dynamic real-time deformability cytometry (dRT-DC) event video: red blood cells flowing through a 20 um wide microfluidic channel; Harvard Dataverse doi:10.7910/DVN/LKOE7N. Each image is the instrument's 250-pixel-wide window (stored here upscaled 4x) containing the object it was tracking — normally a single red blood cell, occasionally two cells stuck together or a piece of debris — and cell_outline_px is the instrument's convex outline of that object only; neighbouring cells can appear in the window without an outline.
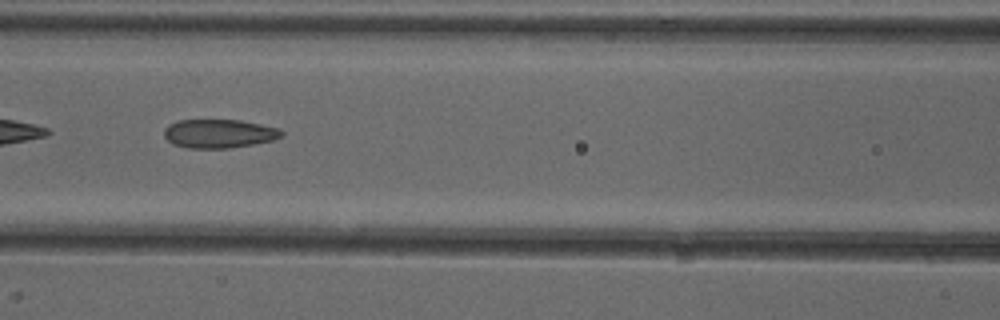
{"species": "common noctule bat (a hibernating species)", "species_latin": "Nyctalus noctula", "temperature_condition": "cold", "stored_images_in_passage": 51, "camera_frame_rate_fps": 3000, "um_per_image_px": 0.085, "animal": {"sex": "female"}, "frame": {"image": 1, "passage_image": 22, "time_ms": 7.0, "image_size_px": [1000, 320], "cell_outline_px": [[284, 136], [272, 140], [252, 144], [228, 148], [188, 148], [172, 144], [164, 136], [164, 128], [168, 124], [176, 120], [240, 120], [280, 128], [284, 132]], "centroid_in_image_um": [18.61, 11.35], "position_along_channel_um": 148.0, "area_um2": 19.77}}
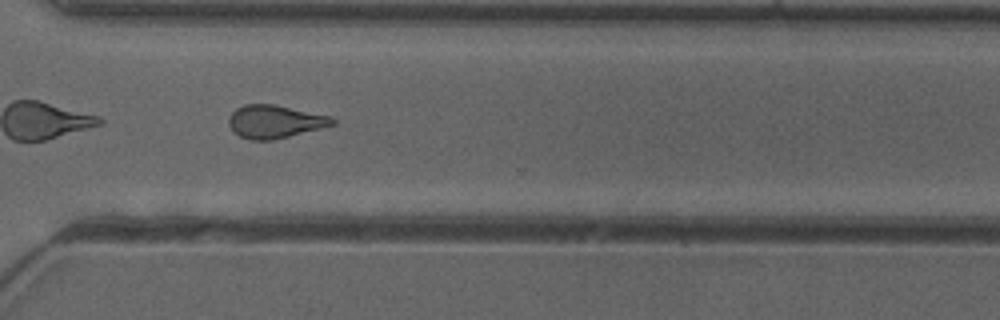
{"frame": {"image": 2, "passage_image": 37, "time_ms": 12.0, "image_size_px": [1000, 320], "cell_outline_px": [[336, 124], [272, 140], [248, 140], [232, 132], [228, 124], [228, 120], [232, 112], [236, 108], [244, 104], [272, 104], [332, 116], [336, 120]], "centroid_in_image_um": [23.33, 10.33], "position_along_channel_um": 347.3, "area_um2": 19.94}, "authors_computed_cell_mechanics": {"area_um2": 20.1144, "velocity_mm_per_s": 3.9957, "shape_relaxation_time_tau1_ms": null, "shape_relaxation_time_tau2_ms": 2.4176, "deformation_change_tau1": null, "deformation_change_tau2": 0.1106}}